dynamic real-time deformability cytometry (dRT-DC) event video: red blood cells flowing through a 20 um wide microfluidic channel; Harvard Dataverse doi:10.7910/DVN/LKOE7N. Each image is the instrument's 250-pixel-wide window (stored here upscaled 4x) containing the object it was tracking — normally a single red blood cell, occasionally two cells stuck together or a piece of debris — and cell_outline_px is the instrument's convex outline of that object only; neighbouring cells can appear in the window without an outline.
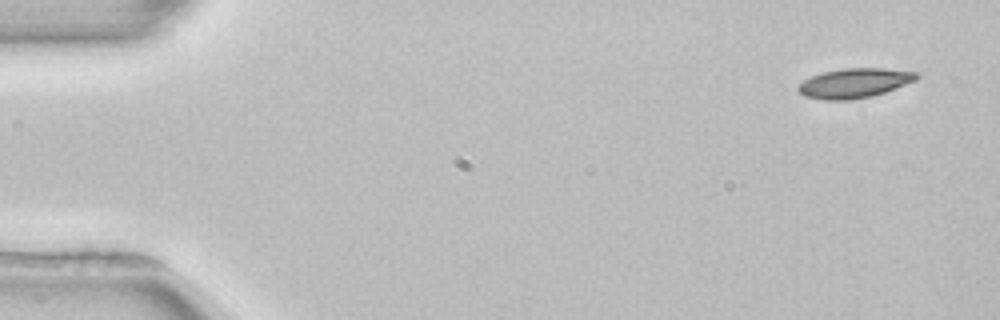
{"species": "common noctule bat (a hibernating species)", "species_latin": "Nyctalus noctula", "temperature_condition": "room temperature", "stored_images_in_passage": 4, "camera_frame_rate_fps": 3000, "um_per_image_px": 0.085, "animal": {"sex": "female", "body_mass_g": 22.7, "forearm_length_mm": 54.2}, "frame": {"image": 1, "passage_image": 1, "time_ms": 0.0, "image_size_px": [1000, 320], "cell_outline_px": [[920, 76], [916, 80], [884, 92], [872, 96], [852, 100], [824, 100], [804, 96], [796, 88], [804, 80], [812, 76], [824, 72], [848, 68], [880, 68], [916, 72]], "centroid_in_image_um": [72.61, 7.07], "position_along_channel_um": 12.4, "area_um2": 20.17}}
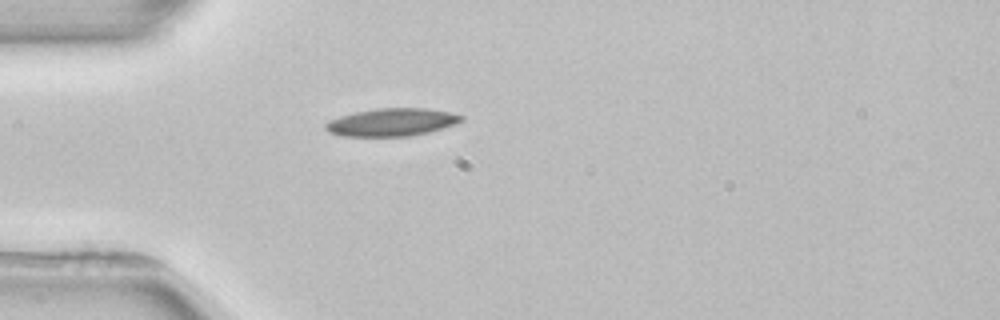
{"frame": {"image": 2, "passage_image": 4, "time_ms": 4.0, "image_size_px": [1000, 320], "cell_outline_px": [[464, 120], [456, 124], [428, 132], [412, 136], [340, 136], [328, 132], [324, 128], [324, 124], [328, 120], [340, 116], [356, 112], [380, 108], [424, 108], [448, 112], [464, 116]], "centroid_in_image_um": [33.27, 10.39], "position_along_channel_um": 51.7, "area_um2": 21.96}}